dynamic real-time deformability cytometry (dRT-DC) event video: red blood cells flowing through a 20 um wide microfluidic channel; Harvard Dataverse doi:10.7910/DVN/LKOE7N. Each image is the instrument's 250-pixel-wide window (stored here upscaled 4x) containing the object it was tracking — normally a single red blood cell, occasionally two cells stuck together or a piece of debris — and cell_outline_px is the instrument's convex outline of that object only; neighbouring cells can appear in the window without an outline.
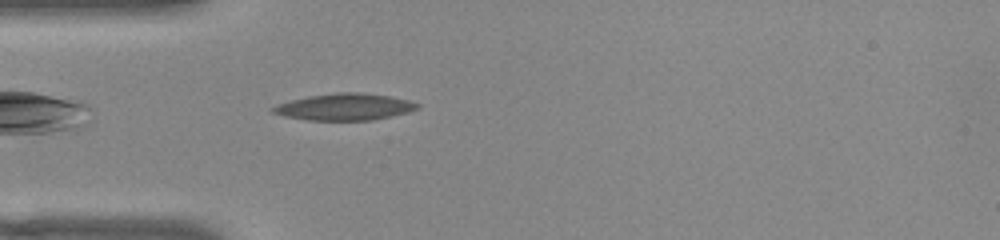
{"species": "common noctule bat (a hibernating species)", "species_latin": "Nyctalus noctula", "temperature_condition": "warm", "stored_images_in_passage": 37, "camera_frame_rate_fps": 3000, "um_per_image_px": 0.085, "animal": {"sex": "female", "body_mass_g": 22.0, "forearm_length_mm": 56.7}, "frame": {"image": 1, "passage_image": 3, "time_ms": 0.667, "image_size_px": [1000, 240], "cell_outline_px": [[420, 108], [408, 112], [372, 120], [308, 120], [284, 116], [272, 112], [272, 108], [280, 104], [292, 100], [308, 96], [340, 92], [356, 92], [388, 96], [408, 100], [420, 104]], "centroid_in_image_um": [29.32, 9.09], "position_along_channel_um": 55.7, "area_um2": 22.14}}
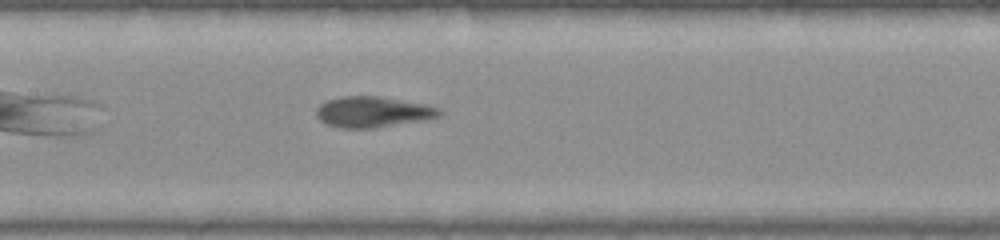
{"frame": {"image": 2, "passage_image": 13, "time_ms": 4.0, "image_size_px": [1000, 240], "cell_outline_px": [[444, 112], [440, 116], [424, 120], [376, 128], [340, 128], [324, 124], [316, 116], [316, 108], [320, 104], [328, 100], [344, 96], [380, 96], [428, 104], [440, 108]], "centroid_in_image_um": [31.72, 9.52], "position_along_channel_um": 175.7, "area_um2": 22.43}}
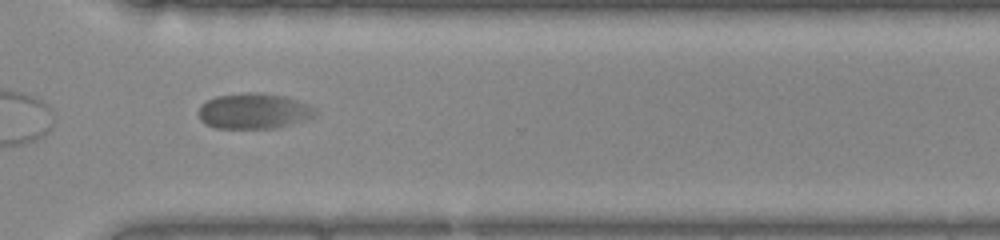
{"frame": {"image": 3, "passage_image": 27, "time_ms": 8.667, "image_size_px": [1000, 240], "cell_outline_px": [[316, 112], [312, 116], [304, 120], [276, 128], [216, 128], [204, 124], [200, 120], [200, 104], [216, 96], [256, 92], [284, 96], [296, 100], [312, 108]], "centroid_in_image_um": [21.51, 9.45], "position_along_channel_um": 349.1, "area_um2": 23.7}, "authors_computed_cell_mechanics": {"area_um2": 22.253, "velocity_mm_per_s": 3.7093, "shape_relaxation_time_tau1_ms": 2.5455, "shape_relaxation_time_tau2_ms": null, "deformation_change_tau1": 0.1414, "deformation_change_tau2": null}}